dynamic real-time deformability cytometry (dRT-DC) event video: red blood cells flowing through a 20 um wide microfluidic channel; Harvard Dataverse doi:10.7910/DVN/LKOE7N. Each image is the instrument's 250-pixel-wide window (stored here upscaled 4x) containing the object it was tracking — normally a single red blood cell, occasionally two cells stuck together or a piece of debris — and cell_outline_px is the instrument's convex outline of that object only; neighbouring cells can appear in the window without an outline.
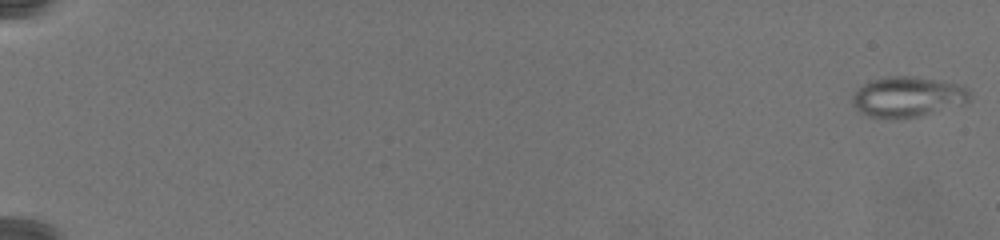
{"species": "common noctule bat (a hibernating species)", "species_latin": "Nyctalus noctula", "temperature_condition": "warm", "stored_images_in_passage": 66, "camera_frame_rate_fps": 3000, "um_per_image_px": 0.085, "animal": {"sex": "female", "body_mass_g": 19.5, "forearm_length_mm": 54.1}, "frame": {"image": 1, "passage_image": 2, "time_ms": 0.333, "image_size_px": [1000, 240], "cell_outline_px": [[972, 96], [964, 104], [920, 116], [868, 116], [860, 112], [852, 104], [852, 96], [864, 84], [872, 80], [888, 76], [916, 76], [960, 84], [968, 88]], "centroid_in_image_um": [77.2, 8.19], "position_along_channel_um": 7.8, "area_um2": 27.17}}
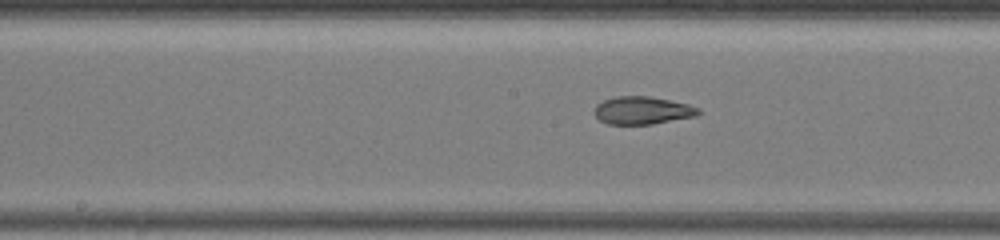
{"frame": {"image": 2, "passage_image": 46, "time_ms": 15.0, "image_size_px": [1000, 240], "cell_outline_px": [[700, 112], [696, 116], [652, 124], [608, 124], [600, 120], [592, 112], [596, 104], [604, 100], [616, 96], [648, 96], [688, 104], [700, 108]], "centroid_in_image_um": [54.58, 9.38], "position_along_channel_um": 193.6, "area_um2": 16.82}}
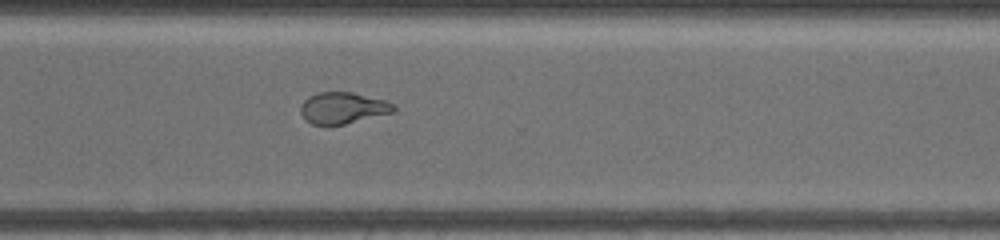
{"frame": {"image": 3, "passage_image": 62, "time_ms": 20.333, "image_size_px": [1000, 240], "cell_outline_px": [[396, 108], [392, 112], [344, 124], [312, 124], [300, 112], [300, 104], [308, 96], [320, 92], [352, 92], [384, 100], [392, 104]], "centroid_in_image_um": [29.11, 9.16], "position_along_channel_um": 341.5, "area_um2": 16.65}}